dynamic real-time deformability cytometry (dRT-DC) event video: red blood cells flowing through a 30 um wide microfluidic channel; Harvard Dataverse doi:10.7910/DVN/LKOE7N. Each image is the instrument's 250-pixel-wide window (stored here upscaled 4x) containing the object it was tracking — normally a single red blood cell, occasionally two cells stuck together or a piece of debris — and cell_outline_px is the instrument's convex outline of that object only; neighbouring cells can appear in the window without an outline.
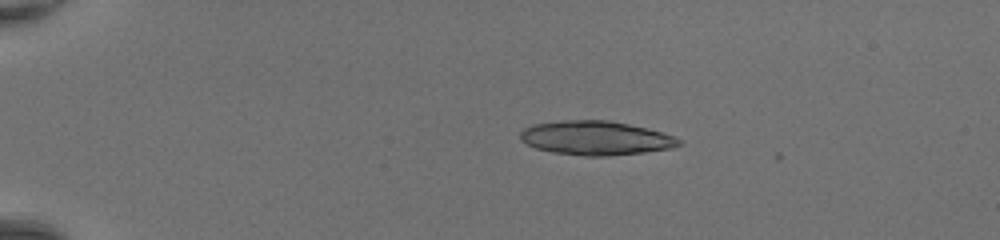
{"species": "common noctule bat (a hibernating species)", "species_latin": "Nyctalus noctula", "temperature_condition": "room temperature", "stored_images_in_passage": 7, "camera_frame_rate_fps": 3000, "um_per_image_px": 0.085, "animal": {"sex": "female", "body_mass_g": 20.0, "forearm_length_mm": 54.0}, "frame": {"image": 1, "passage_image": 1, "time_ms": 0.0, "image_size_px": [1000, 240], "cell_outline_px": [[684, 144], [672, 148], [644, 152], [608, 156], [584, 156], [552, 152], [536, 148], [520, 140], [520, 132], [524, 128], [532, 124], [564, 120], [608, 120], [648, 128], [672, 136], [680, 140]], "centroid_in_image_um": [50.63, 11.73], "position_along_channel_um": 34.4, "area_um2": 31.5}}